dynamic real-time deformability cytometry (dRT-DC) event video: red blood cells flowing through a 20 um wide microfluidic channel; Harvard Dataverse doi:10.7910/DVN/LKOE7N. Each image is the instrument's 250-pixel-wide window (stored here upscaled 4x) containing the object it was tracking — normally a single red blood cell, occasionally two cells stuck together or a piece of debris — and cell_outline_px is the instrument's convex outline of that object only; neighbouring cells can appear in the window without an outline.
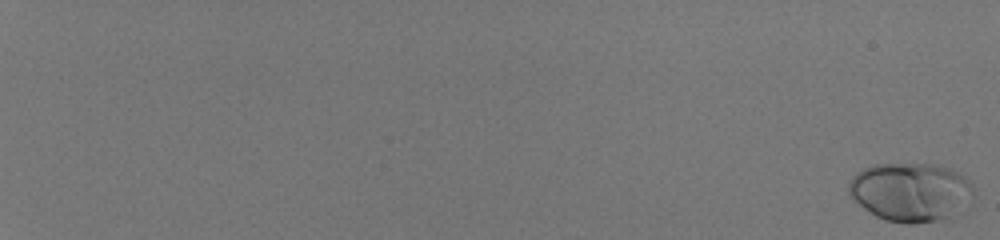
{"species": "human", "species_latin": "Homo sapiens", "temperature_condition": "room temperature", "stored_images_in_passage": 57, "camera_frame_rate_fps": 3000, "um_per_image_px": 0.085, "donor": {"sex": "male"}, "frame": {"image": 1, "passage_image": 1, "time_ms": 0.0, "image_size_px": [1000, 240], "cell_outline_px": [[976, 188], [972, 196], [948, 216], [936, 220], [912, 224], [884, 220], [876, 216], [864, 208], [848, 192], [848, 184], [852, 176], [856, 172], [864, 168], [876, 164], [932, 164], [952, 168], [964, 176]], "centroid_in_image_um": [77.36, 16.28], "position_along_channel_um": 7.6, "area_um2": 42.19}}
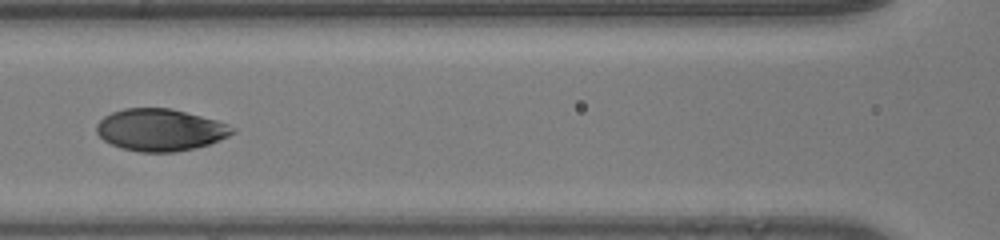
{"frame": {"image": 2, "passage_image": 33, "time_ms": 10.667, "image_size_px": [1000, 240], "cell_outline_px": [[236, 132], [220, 140], [196, 148], [172, 152], [140, 152], [120, 148], [104, 140], [96, 132], [96, 124], [104, 116], [112, 112], [124, 108], [172, 108], [216, 120], [228, 124], [236, 128]], "centroid_in_image_um": [13.63, 11.04], "position_along_channel_um": 153.0, "area_um2": 33.41}}
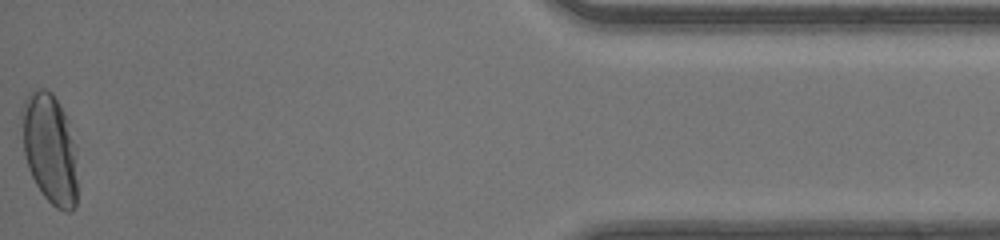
{"frame": {"image": 3, "passage_image": 57, "time_ms": 18.667, "image_size_px": [1000, 240], "cell_outline_px": [[76, 204], [72, 212], [64, 212], [56, 208], [44, 196], [36, 184], [28, 168], [24, 152], [20, 116], [20, 108], [24, 100], [32, 88], [44, 88], [52, 92], [64, 112], [68, 120], [76, 144]], "centroid_in_image_um": [4.22, 12.6], "position_along_channel_um": 431.0, "area_um2": 36.47}, "authors_computed_cell_mechanics": {"area_um2": 34.2176, "velocity_mm_per_s": 4.1674, "shape_relaxation_time_tau1_ms": 3.8566, "shape_relaxation_time_tau2_ms": null, "deformation_change_tau1": 0.1854, "deformation_change_tau2": null}}